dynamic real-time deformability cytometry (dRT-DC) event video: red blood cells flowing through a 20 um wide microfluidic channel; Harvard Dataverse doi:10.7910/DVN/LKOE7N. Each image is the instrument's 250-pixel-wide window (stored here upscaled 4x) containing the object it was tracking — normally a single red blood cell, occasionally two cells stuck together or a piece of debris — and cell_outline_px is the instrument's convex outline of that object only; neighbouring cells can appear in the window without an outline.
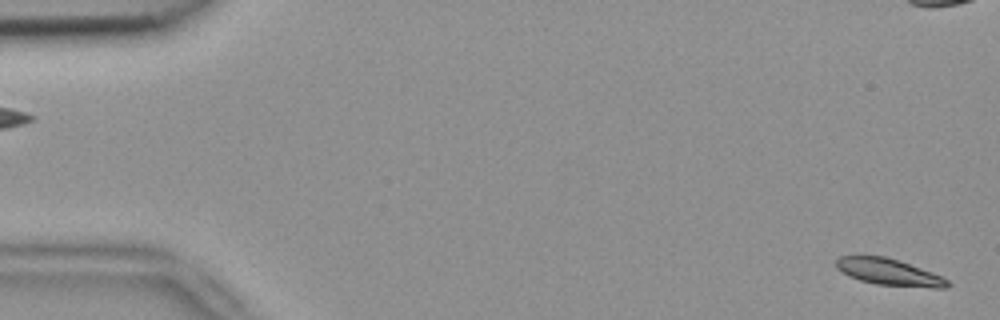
{"species": "common noctule bat (a hibernating species)", "species_latin": "Nyctalus noctula", "temperature_condition": "room temperature", "stored_images_in_passage": 4, "segment_of_instrument_passage": [2, 2], "camera_frame_rate_fps": 3000, "um_per_image_px": 0.085, "animal": {"sex": "female", "body_mass_g": 18.4}, "frame": {"image": 1, "passage_image": 4, "time_ms": 1.0, "image_size_px": [1000, 320], "cell_outline_px": [[952, 284], [948, 288], [932, 288], [876, 284], [860, 280], [848, 276], [840, 272], [836, 268], [836, 260], [840, 256], [884, 256], [944, 276]], "centroid_in_image_um": [75.58, 23.14], "position_along_channel_um": 9.4, "area_um2": 17.28}}